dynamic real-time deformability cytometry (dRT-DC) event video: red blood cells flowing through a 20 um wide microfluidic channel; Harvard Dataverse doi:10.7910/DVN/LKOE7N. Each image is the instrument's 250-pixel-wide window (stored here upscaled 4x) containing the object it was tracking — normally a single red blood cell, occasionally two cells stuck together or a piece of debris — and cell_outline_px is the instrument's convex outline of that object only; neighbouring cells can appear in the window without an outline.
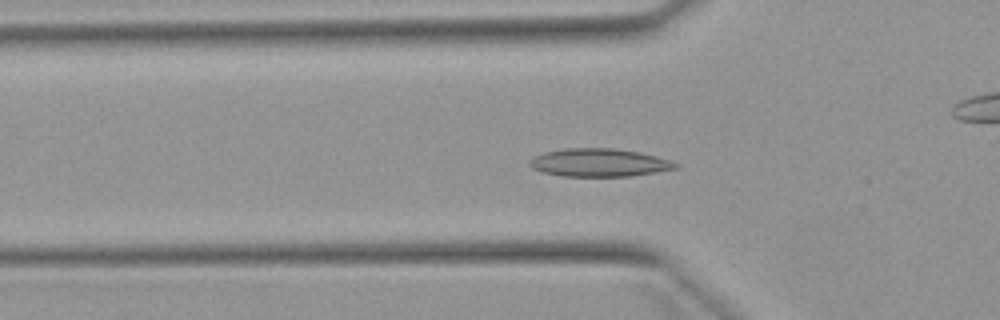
{"species": "Egyptian fruit bat (a non-hibernating species)", "species_latin": "Rousettus aegyptiacus", "temperature_condition": "warm", "stored_images_in_passage": 53, "camera_frame_rate_fps": 3000, "um_per_image_px": 0.085, "animal": {"sex": "female"}, "frame": {"image": 1, "passage_image": 17, "time_ms": 5.333, "image_size_px": [1000, 320], "cell_outline_px": [[680, 168], [632, 176], [560, 176], [540, 172], [532, 168], [532, 160], [536, 156], [544, 152], [564, 148], [616, 148], [640, 152], [656, 156], [680, 164]], "centroid_in_image_um": [50.98, 13.82], "position_along_channel_um": 74.8, "area_um2": 23.87}}
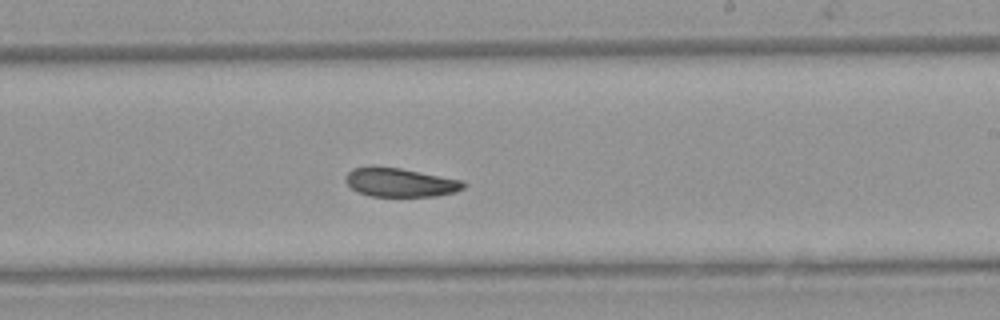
{"frame": {"image": 2, "passage_image": 31, "time_ms": 10.0, "image_size_px": [1000, 320], "cell_outline_px": [[468, 184], [464, 188], [456, 192], [436, 196], [368, 196], [356, 192], [344, 180], [344, 176], [352, 168], [400, 168], [464, 180]], "centroid_in_image_um": [34.06, 15.53], "position_along_channel_um": 254.9, "area_um2": 19.71}}
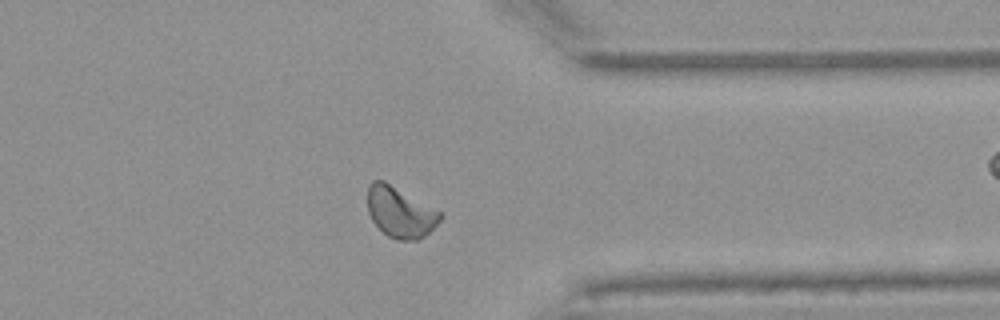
{"frame": {"image": 3, "passage_image": 41, "time_ms": 13.333, "image_size_px": [1000, 320], "cell_outline_px": [[444, 216], [424, 236], [416, 240], [396, 240], [388, 236], [372, 220], [368, 212], [368, 184], [372, 180], [384, 180], [444, 212]], "centroid_in_image_um": [34.04, 18.01], "position_along_channel_um": 377.4, "area_um2": 21.62}}